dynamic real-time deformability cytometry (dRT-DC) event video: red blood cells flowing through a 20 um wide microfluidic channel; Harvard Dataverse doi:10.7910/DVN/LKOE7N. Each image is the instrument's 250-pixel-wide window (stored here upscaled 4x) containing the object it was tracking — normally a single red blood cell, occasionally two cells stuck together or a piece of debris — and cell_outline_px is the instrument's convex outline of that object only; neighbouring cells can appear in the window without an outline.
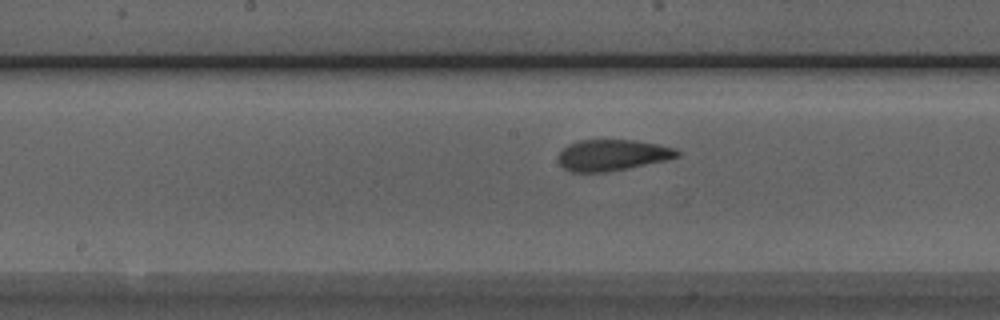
{"species": "Egyptian fruit bat (a non-hibernating species)", "species_latin": "Rousettus aegyptiacus", "temperature_condition": "room temperature", "stored_images_in_passage": 9, "camera_frame_rate_fps": 3000, "um_per_image_px": 0.085, "animal": {"sex": "male"}, "frame": {"image": 1, "passage_image": 9, "time_ms": 10.0, "image_size_px": [1000, 320], "cell_outline_px": [[680, 156], [668, 160], [628, 168], [604, 172], [572, 172], [564, 168], [560, 164], [560, 152], [568, 144], [576, 140], [636, 140], [676, 148], [680, 152]], "centroid_in_image_um": [52.08, 13.18], "position_along_channel_um": 196.1, "area_um2": 21.56}}